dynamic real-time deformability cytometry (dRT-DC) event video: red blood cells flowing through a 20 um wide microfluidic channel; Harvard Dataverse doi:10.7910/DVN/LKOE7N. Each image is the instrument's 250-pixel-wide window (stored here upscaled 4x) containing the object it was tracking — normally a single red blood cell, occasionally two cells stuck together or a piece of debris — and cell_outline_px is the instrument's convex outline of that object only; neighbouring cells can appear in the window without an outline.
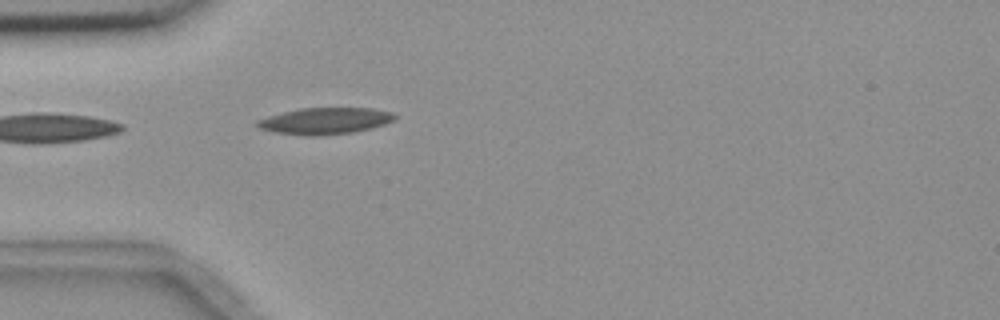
{"species": "common noctule bat (a hibernating species)", "species_latin": "Nyctalus noctula", "temperature_condition": "room temperature", "stored_images_in_passage": 1, "camera_frame_rate_fps": 3000, "um_per_image_px": 0.085, "animal": {"sex": "female", "body_mass_g": 18.4}, "frame": {"image": 1, "passage_image": 1, "time_ms": 0.0, "image_size_px": [1000, 320], "cell_outline_px": [[396, 120], [372, 128], [352, 132], [316, 136], [304, 136], [276, 132], [260, 128], [256, 124], [256, 120], [268, 116], [300, 108], [372, 108], [392, 112], [396, 116]], "centroid_in_image_um": [27.65, 10.28], "position_along_channel_um": 57.4, "area_um2": 21.21}}